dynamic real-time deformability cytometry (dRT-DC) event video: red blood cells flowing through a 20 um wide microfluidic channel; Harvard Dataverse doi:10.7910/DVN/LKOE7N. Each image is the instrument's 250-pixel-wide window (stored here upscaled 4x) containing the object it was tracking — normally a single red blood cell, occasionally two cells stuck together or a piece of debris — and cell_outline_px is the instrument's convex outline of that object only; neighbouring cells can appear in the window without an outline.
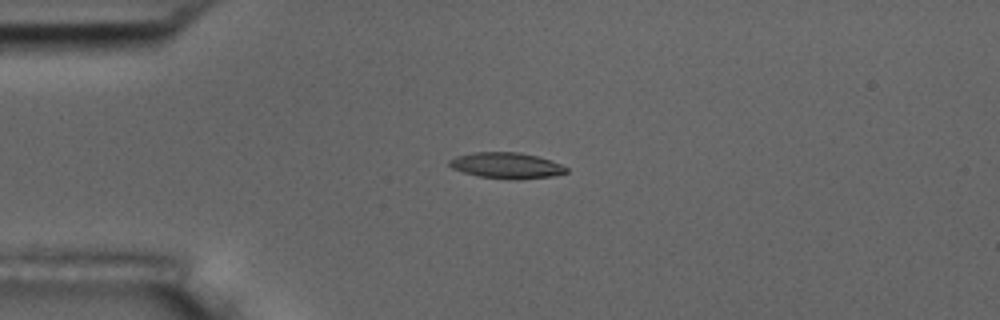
{"species": "common noctule bat (a hibernating species)", "species_latin": "Nyctalus noctula", "temperature_condition": "room temperature", "stored_images_in_passage": 5, "camera_frame_rate_fps": 3000, "um_per_image_px": 0.085, "animal": {"sex": "male", "body_mass_g": 17.5, "forearm_length_mm": 52.3}, "frame": {"image": 1, "passage_image": 4, "time_ms": 3.333, "image_size_px": [1000, 320], "cell_outline_px": [[568, 172], [552, 176], [516, 180], [480, 176], [464, 172], [452, 168], [448, 164], [448, 160], [456, 156], [472, 152], [520, 152], [536, 156], [560, 164], [568, 168]], "centroid_in_image_um": [43.03, 14.06], "position_along_channel_um": 42.0, "area_um2": 17.57}}